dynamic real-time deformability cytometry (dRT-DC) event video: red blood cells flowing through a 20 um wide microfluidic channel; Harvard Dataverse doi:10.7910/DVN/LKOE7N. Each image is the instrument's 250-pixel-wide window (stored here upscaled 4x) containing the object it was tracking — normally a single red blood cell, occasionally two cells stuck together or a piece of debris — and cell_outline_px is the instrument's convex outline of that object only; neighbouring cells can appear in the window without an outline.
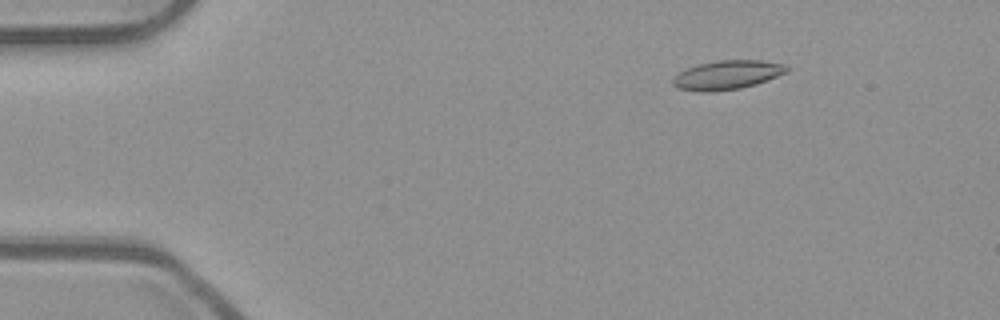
{"species": "common noctule bat (a hibernating species)", "species_latin": "Nyctalus noctula", "temperature_condition": "room temperature", "stored_images_in_passage": 54, "camera_frame_rate_fps": 3000, "um_per_image_px": 0.085, "animal": {"sex": "male", "body_mass_g": 23.1, "forearm_length_mm": 52.7}, "frame": {"image": 1, "passage_image": 8, "time_ms": 2.333, "image_size_px": [1000, 320], "cell_outline_px": [[788, 72], [756, 84], [740, 88], [700, 92], [676, 88], [672, 84], [672, 80], [680, 72], [688, 68], [700, 64], [716, 60], [760, 60], [784, 64], [788, 68]], "centroid_in_image_um": [61.81, 6.36], "position_along_channel_um": 23.2, "area_um2": 19.02}}
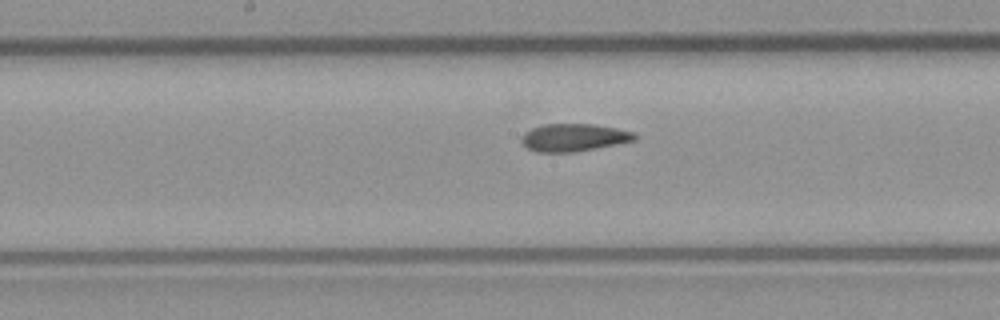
{"frame": {"image": 2, "passage_image": 28, "time_ms": 9.0, "image_size_px": [1000, 320], "cell_outline_px": [[636, 140], [576, 152], [536, 152], [528, 148], [520, 140], [532, 128], [544, 124], [596, 124], [616, 128], [632, 132], [636, 136]], "centroid_in_image_um": [48.79, 11.69], "position_along_channel_um": 199.4, "area_um2": 17.98}}
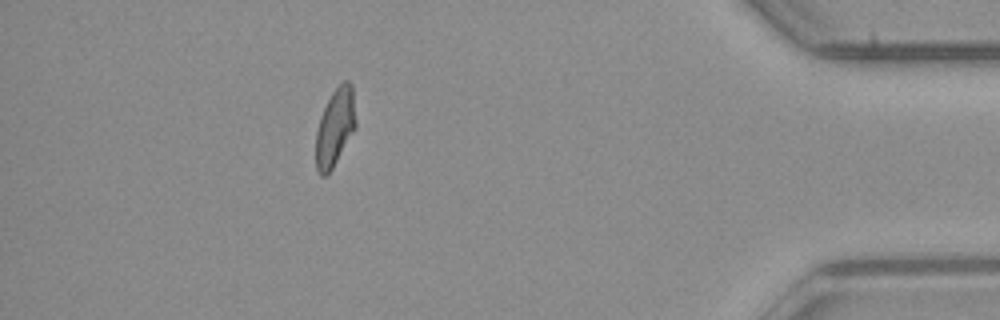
{"frame": {"image": 3, "passage_image": 48, "time_ms": 15.667, "image_size_px": [1000, 320], "cell_outline_px": [[356, 128], [332, 168], [324, 176], [320, 176], [316, 168], [316, 132], [320, 116], [332, 92], [344, 80], [348, 80], [352, 84], [356, 120]], "centroid_in_image_um": [28.49, 10.8], "position_along_channel_um": 406.7, "area_um2": 17.98}, "authors_computed_cell_mechanics": {"area_um2": 18.4671, "velocity_mm_per_s": 3.8876, "shape_relaxation_time_tau1_ms": 8.0956, "shape_relaxation_time_tau2_ms": 2.9924, "deformation_change_tau1": 0.1936, "deformation_change_tau2": 0.0952}}